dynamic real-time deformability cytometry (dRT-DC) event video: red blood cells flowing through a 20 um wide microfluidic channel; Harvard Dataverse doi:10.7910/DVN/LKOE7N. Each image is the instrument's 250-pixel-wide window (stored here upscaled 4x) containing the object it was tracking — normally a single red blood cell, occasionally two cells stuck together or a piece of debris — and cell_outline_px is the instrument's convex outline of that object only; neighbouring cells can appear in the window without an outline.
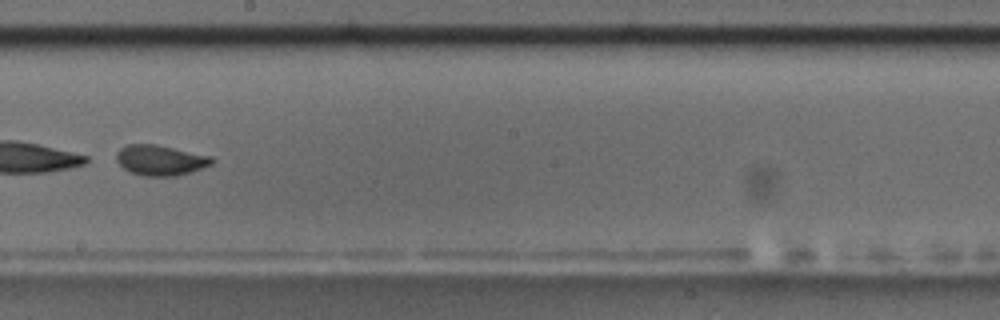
{"species": "common noctule bat (a hibernating species)", "species_latin": "Nyctalus noctula", "temperature_condition": "room temperature", "stored_images_in_passage": 8, "camera_frame_rate_fps": 3000, "um_per_image_px": 0.085, "animal": {"sex": "male", "body_mass_g": 17.5, "forearm_length_mm": 52.3}, "frame": {"image": 1, "passage_image": 8, "time_ms": 8.333, "image_size_px": [1000, 320], "cell_outline_px": [[216, 160], [212, 164], [192, 172], [176, 176], [144, 176], [132, 172], [124, 168], [116, 160], [116, 152], [120, 148], [128, 144], [156, 144], [212, 156]], "centroid_in_image_um": [13.66, 13.61], "position_along_channel_um": 234.5, "area_um2": 16.99}}